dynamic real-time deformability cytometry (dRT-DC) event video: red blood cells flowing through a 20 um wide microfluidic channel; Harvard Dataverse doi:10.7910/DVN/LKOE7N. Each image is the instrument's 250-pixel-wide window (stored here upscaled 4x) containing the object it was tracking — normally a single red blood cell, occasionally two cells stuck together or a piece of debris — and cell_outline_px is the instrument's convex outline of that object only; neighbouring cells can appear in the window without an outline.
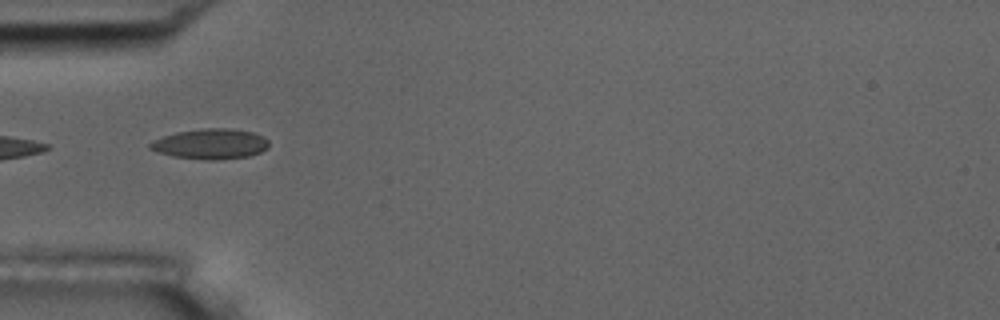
{"species": "common noctule bat (a hibernating species)", "species_latin": "Nyctalus noctula", "temperature_condition": "room temperature", "stored_images_in_passage": 6, "camera_frame_rate_fps": 3000, "um_per_image_px": 0.085, "animal": {"sex": "male", "body_mass_g": 17.5, "forearm_length_mm": 52.3}, "frame": {"image": 1, "passage_image": 6, "time_ms": 5.667, "image_size_px": [1000, 320], "cell_outline_px": [[268, 148], [260, 152], [248, 156], [216, 160], [208, 160], [172, 156], [156, 152], [148, 148], [148, 144], [152, 140], [176, 132], [204, 128], [228, 128], [252, 132], [268, 140]], "centroid_in_image_um": [17.84, 12.24], "position_along_channel_um": 67.2, "area_um2": 20.92}}